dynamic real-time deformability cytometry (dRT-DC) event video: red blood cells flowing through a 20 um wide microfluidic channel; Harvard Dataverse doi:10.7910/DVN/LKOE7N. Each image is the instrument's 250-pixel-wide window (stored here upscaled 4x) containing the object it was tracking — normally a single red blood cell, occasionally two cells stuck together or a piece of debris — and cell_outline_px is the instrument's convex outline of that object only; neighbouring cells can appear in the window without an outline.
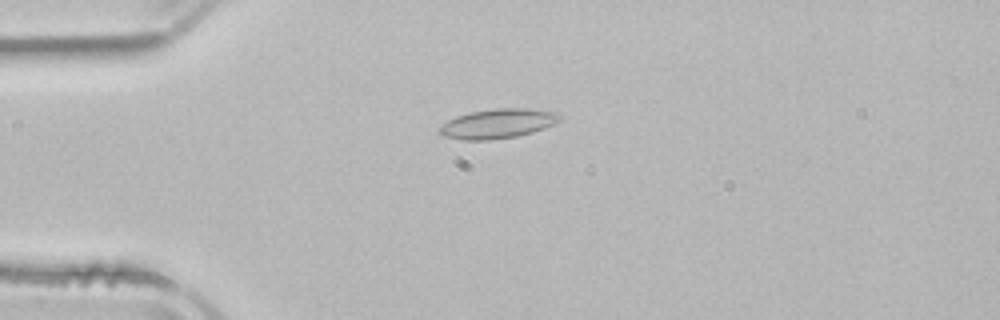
{"species": "common noctule bat (a hibernating species)", "species_latin": "Nyctalus noctula", "temperature_condition": "room temperature", "stored_images_in_passage": 2, "camera_frame_rate_fps": 3000, "um_per_image_px": 0.085, "animal": {"sex": "male", "body_mass_g": 21.5, "forearm_length_mm": 52.0}, "frame": {"image": 1, "passage_image": 1, "time_ms": 0.0, "image_size_px": [1000, 320], "cell_outline_px": [[560, 120], [544, 128], [532, 132], [516, 136], [492, 140], [460, 140], [444, 136], [440, 132], [440, 124], [456, 116], [472, 112], [496, 108], [528, 108], [560, 112]], "centroid_in_image_um": [42.31, 10.5], "position_along_channel_um": 42.7, "area_um2": 20.69}}